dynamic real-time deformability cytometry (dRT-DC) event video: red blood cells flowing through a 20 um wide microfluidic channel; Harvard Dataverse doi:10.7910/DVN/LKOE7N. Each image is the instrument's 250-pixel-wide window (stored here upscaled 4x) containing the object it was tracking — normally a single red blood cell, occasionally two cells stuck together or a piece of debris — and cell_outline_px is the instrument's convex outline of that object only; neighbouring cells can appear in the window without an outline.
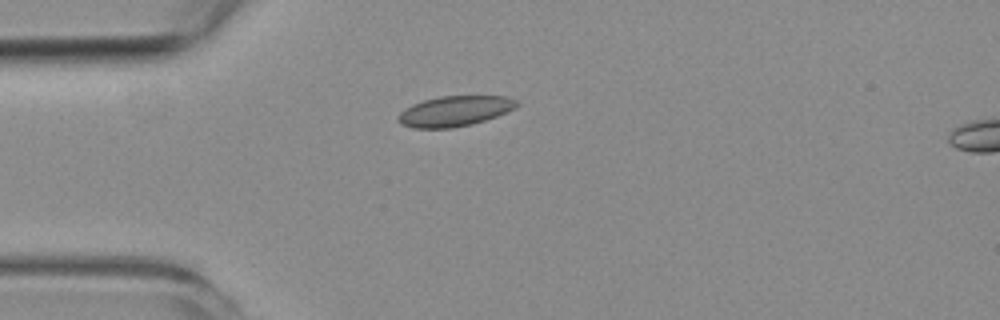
{"species": "common noctule bat (a hibernating species)", "species_latin": "Nyctalus noctula", "temperature_condition": "room temperature", "stored_images_in_passage": 4, "camera_frame_rate_fps": 3000, "um_per_image_px": 0.085, "animal": {"sex": "female", "body_mass_g": 19.3, "forearm_length_mm": 54.1}, "frame": {"image": 1, "passage_image": 2, "time_ms": 2.0, "image_size_px": [1000, 320], "cell_outline_px": [[520, 104], [516, 108], [496, 116], [472, 124], [452, 128], [412, 128], [400, 124], [396, 120], [396, 116], [404, 108], [412, 104], [424, 100], [440, 96], [508, 96], [516, 100]], "centroid_in_image_um": [38.62, 9.44], "position_along_channel_um": 46.4, "area_um2": 21.15}}
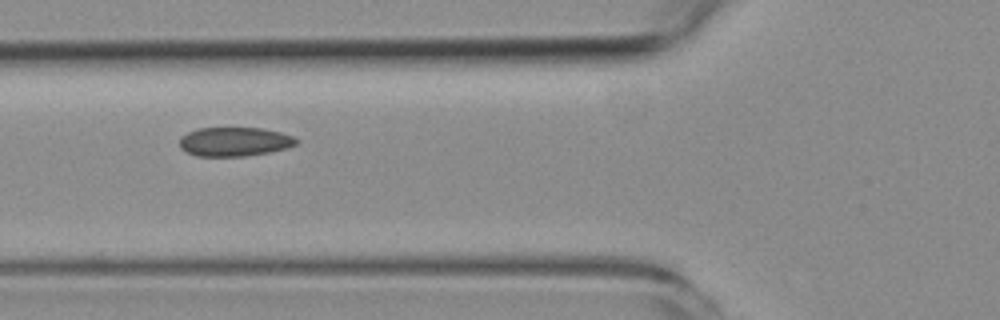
{"frame": {"image": 2, "passage_image": 4, "time_ms": 4.0, "image_size_px": [1000, 320], "cell_outline_px": [[300, 140], [296, 144], [284, 148], [268, 152], [244, 156], [196, 156], [184, 152], [180, 148], [180, 136], [196, 128], [260, 128], [280, 132], [292, 136]], "centroid_in_image_um": [19.88, 12.04], "position_along_channel_um": 105.9, "area_um2": 19.77}}